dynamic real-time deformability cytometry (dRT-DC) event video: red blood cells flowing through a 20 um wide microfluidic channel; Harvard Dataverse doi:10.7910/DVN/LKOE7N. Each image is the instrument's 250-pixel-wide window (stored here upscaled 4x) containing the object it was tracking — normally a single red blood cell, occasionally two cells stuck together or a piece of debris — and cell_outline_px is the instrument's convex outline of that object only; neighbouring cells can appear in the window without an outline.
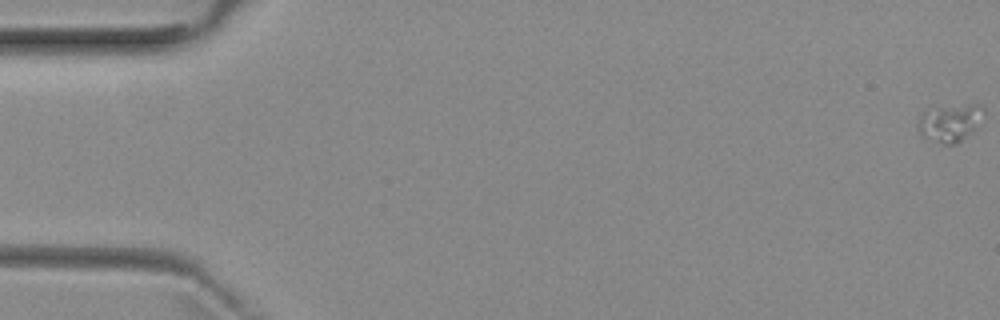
{"species": "common noctule bat (a hibernating species)", "species_latin": "Nyctalus noctula", "temperature_condition": "room temperature", "stored_images_in_passage": 54, "camera_frame_rate_fps": 3000, "um_per_image_px": 0.085, "animal": {"sex": "female", "body_mass_g": 29.2, "forearm_length_mm": 56.3}, "frame": {"image": 1, "passage_image": 1, "time_ms": 0.0, "image_size_px": [1000, 320], "cell_outline_px": [[984, 112], [972, 128], [956, 144], [944, 144], [928, 140], [920, 136], [916, 128], [916, 124], [924, 112], [940, 108], [972, 104], [976, 104], [984, 108]], "centroid_in_image_um": [80.64, 10.47], "position_along_channel_um": 4.4, "area_um2": 13.64}}
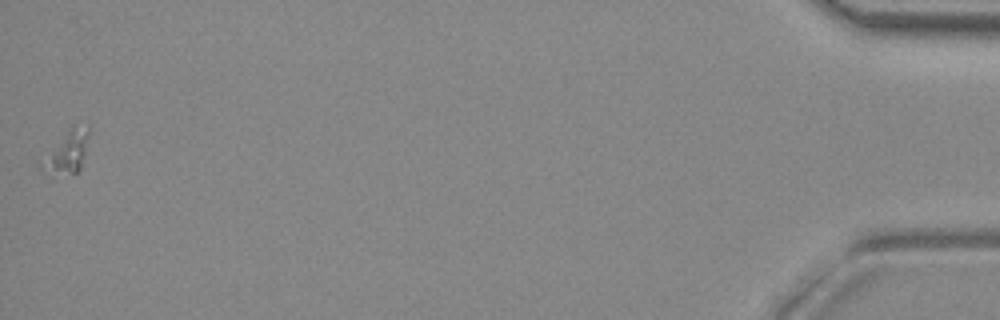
{"frame": {"image": 2, "passage_image": 54, "time_ms": 17.667, "image_size_px": [1000, 320], "cell_outline_px": [[88, 132], [84, 152], [80, 168], [76, 172], [72, 172], [36, 164], [36, 160], [72, 124], [88, 128]], "centroid_in_image_um": [5.63, 12.77], "position_along_channel_um": 429.6, "area_um2": 10.81}}